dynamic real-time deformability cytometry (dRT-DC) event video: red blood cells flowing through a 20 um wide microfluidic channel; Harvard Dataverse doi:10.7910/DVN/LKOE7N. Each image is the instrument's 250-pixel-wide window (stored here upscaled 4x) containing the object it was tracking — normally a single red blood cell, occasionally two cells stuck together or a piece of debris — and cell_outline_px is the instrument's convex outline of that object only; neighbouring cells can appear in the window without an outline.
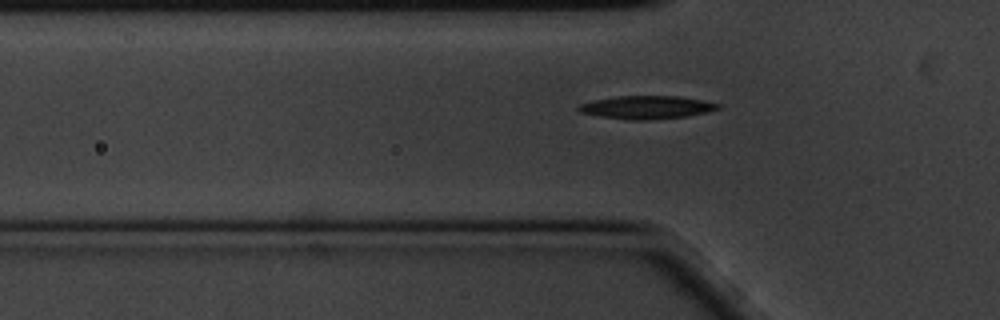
{"species": "common noctule bat (a hibernating species)", "species_latin": "Nyctalus noctula", "temperature_condition": "cold", "stored_images_in_passage": 41, "camera_frame_rate_fps": 3000, "um_per_image_px": 0.085, "animal": {"sex": "male", "body_mass_g": 20.1, "forearm_length_mm": 53.5}, "frame": {"image": 1, "passage_image": 4, "time_ms": 1.0, "image_size_px": [1000, 320], "cell_outline_px": [[720, 108], [704, 112], [684, 116], [648, 120], [628, 120], [600, 116], [580, 112], [576, 108], [580, 104], [592, 100], [616, 96], [680, 96], [704, 100], [720, 104]], "centroid_in_image_um": [54.93, 9.11], "position_along_channel_um": 70.9, "area_um2": 18.67}}
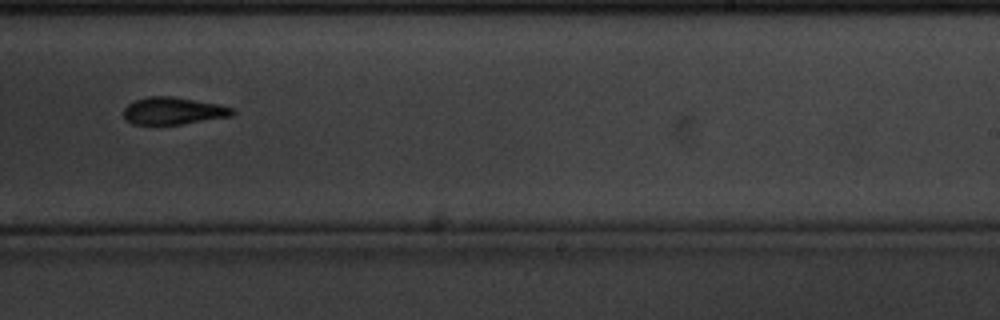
{"frame": {"image": 2, "passage_image": 22, "time_ms": 7.0, "image_size_px": [1000, 320], "cell_outline_px": [[236, 112], [232, 116], [180, 124], [132, 124], [124, 120], [124, 108], [128, 104], [136, 100], [148, 96], [172, 96], [220, 104], [232, 108]], "centroid_in_image_um": [14.72, 9.42], "position_along_channel_um": 274.3, "area_um2": 17.28}}
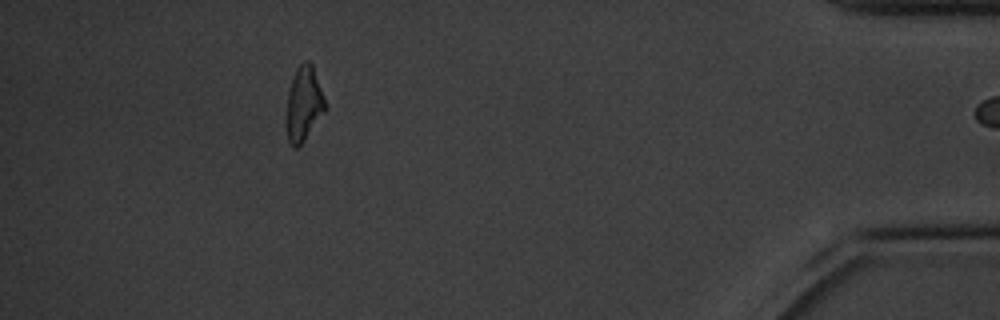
{"frame": {"image": 3, "passage_image": 39, "time_ms": 12.667, "image_size_px": [1000, 320], "cell_outline_px": [[324, 112], [304, 140], [296, 148], [288, 140], [284, 124], [284, 120], [288, 92], [296, 68], [304, 60], [308, 60], [312, 64], [324, 96]], "centroid_in_image_um": [25.77, 8.82], "position_along_channel_um": 409.4, "area_um2": 16.82}, "authors_computed_cell_mechanics": {"area_um2": 17.8024, "velocity_mm_per_s": 3.3778, "shape_relaxation_time_tau1_ms": 3.4844, "shape_relaxation_time_tau2_ms": 8.2355, "deformation_change_tau1": 0.1261, "deformation_change_tau2": 0.1704}}